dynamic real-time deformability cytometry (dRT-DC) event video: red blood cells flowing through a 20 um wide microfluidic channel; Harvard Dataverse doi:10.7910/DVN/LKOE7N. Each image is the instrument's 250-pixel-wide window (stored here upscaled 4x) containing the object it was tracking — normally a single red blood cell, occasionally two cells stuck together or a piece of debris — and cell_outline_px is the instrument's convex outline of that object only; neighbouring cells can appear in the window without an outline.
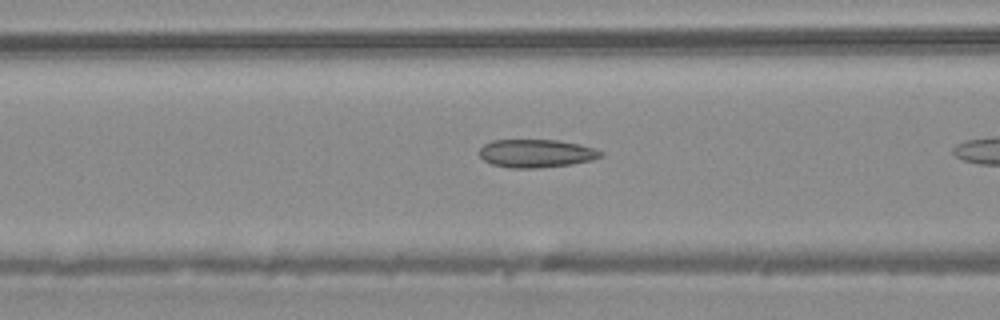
{"species": "common noctule bat (a hibernating species)", "species_latin": "Nyctalus noctula", "temperature_condition": "warm", "stored_images_in_passage": 17, "camera_frame_rate_fps": 3000, "um_per_image_px": 0.085, "animal": {"sex": "male", "body_mass_g": 20.4}, "frame": {"image": 1, "passage_image": 10, "time_ms": 3.0, "image_size_px": [1000, 320], "cell_outline_px": [[604, 156], [592, 160], [572, 164], [540, 168], [508, 168], [492, 164], [484, 160], [480, 156], [480, 148], [484, 144], [492, 140], [560, 140], [580, 144], [596, 148], [604, 152]], "centroid_in_image_um": [45.63, 13.04], "position_along_channel_um": 121.0, "area_um2": 20.17}}